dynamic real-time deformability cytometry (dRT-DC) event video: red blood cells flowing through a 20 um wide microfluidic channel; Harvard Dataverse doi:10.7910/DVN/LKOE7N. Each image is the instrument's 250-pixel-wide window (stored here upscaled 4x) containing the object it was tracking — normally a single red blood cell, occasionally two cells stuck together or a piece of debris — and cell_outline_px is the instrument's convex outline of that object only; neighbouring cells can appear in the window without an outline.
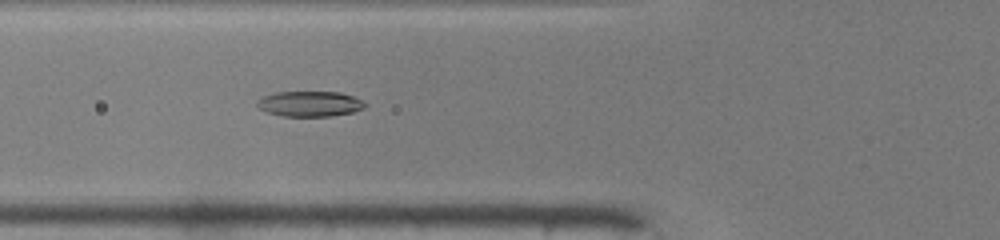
{"species": "common noctule bat (a hibernating species)", "species_latin": "Nyctalus noctula", "temperature_condition": "warm", "stored_images_in_passage": 44, "camera_frame_rate_fps": 3000, "um_per_image_px": 0.085, "animal": {"sex": "male", "body_mass_g": 19.0, "forearm_length_mm": 50.8}, "frame": {"image": 1, "passage_image": 14, "time_ms": 4.333, "image_size_px": [1000, 240], "cell_outline_px": [[368, 104], [364, 108], [352, 112], [332, 116], [284, 116], [268, 112], [260, 108], [256, 104], [256, 100], [264, 96], [276, 92], [340, 92], [352, 96]], "centroid_in_image_um": [26.34, 8.82], "position_along_channel_um": 99.5, "area_um2": 15.84}}
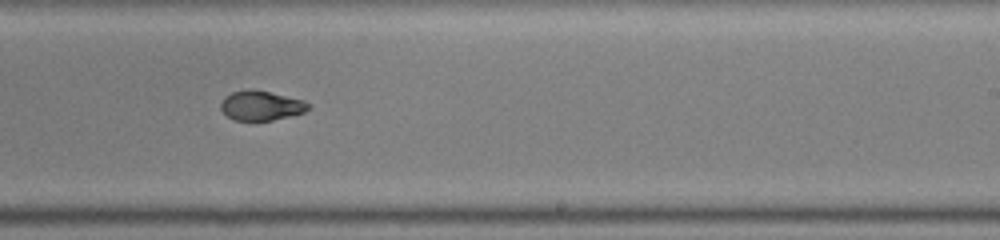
{"frame": {"image": 2, "passage_image": 26, "time_ms": 8.333, "image_size_px": [1000, 240], "cell_outline_px": [[312, 108], [304, 112], [272, 120], [236, 120], [228, 116], [220, 108], [220, 104], [224, 96], [232, 92], [268, 92], [304, 100], [312, 104]], "centroid_in_image_um": [22.24, 9.0], "position_along_channel_um": 266.8, "area_um2": 14.57}}
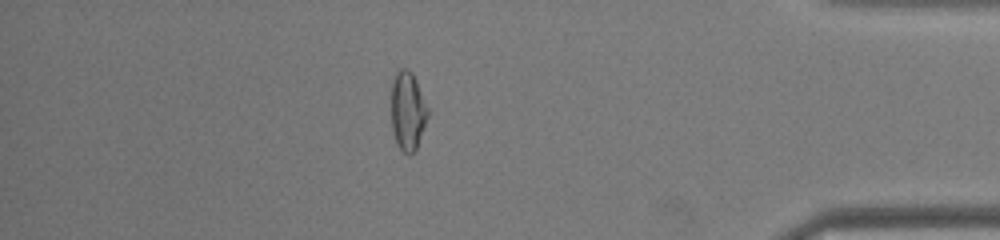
{"frame": {"image": 3, "passage_image": 38, "time_ms": 12.333, "image_size_px": [1000, 240], "cell_outline_px": [[428, 116], [416, 148], [408, 156], [396, 144], [392, 128], [392, 80], [396, 72], [400, 68], [408, 68], [412, 72], [416, 80], [428, 108]], "centroid_in_image_um": [34.65, 9.41], "position_along_channel_um": 400.6, "area_um2": 16.65}, "authors_computed_cell_mechanics": {"area_um2": 16.5019, "velocity_mm_per_s": 4.1938, "shape_relaxation_time_tau1_ms": 8.6569, "shape_relaxation_time_tau2_ms": 1.2534, "deformation_change_tau1": 0.2946, "deformation_change_tau2": 0.0488}}